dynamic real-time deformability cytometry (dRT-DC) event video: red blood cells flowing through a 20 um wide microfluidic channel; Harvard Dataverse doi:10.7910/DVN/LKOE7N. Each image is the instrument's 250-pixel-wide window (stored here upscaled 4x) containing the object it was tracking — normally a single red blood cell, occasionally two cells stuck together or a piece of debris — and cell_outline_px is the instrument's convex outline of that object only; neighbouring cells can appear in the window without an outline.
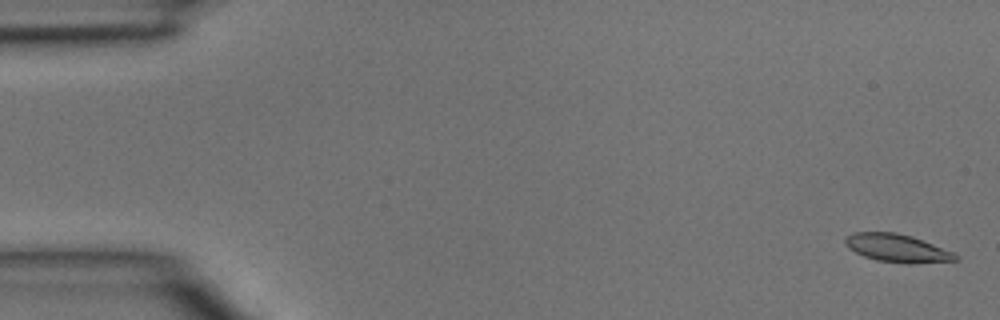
{"species": "common noctule bat (a hibernating species)", "species_latin": "Nyctalus noctula", "temperature_condition": "room temperature", "stored_images_in_passage": 4, "camera_frame_rate_fps": 3000, "um_per_image_px": 0.085, "animal": {"sex": "male", "body_mass_g": 15.6}, "frame": {"image": 1, "passage_image": 1, "time_ms": 0.0, "image_size_px": [1000, 320], "cell_outline_px": [[960, 260], [912, 264], [908, 264], [876, 260], [864, 256], [848, 248], [844, 244], [844, 236], [852, 232], [896, 232], [912, 236], [952, 252], [960, 256]], "centroid_in_image_um": [76.23, 21.09], "position_along_channel_um": 8.8, "area_um2": 18.15}}